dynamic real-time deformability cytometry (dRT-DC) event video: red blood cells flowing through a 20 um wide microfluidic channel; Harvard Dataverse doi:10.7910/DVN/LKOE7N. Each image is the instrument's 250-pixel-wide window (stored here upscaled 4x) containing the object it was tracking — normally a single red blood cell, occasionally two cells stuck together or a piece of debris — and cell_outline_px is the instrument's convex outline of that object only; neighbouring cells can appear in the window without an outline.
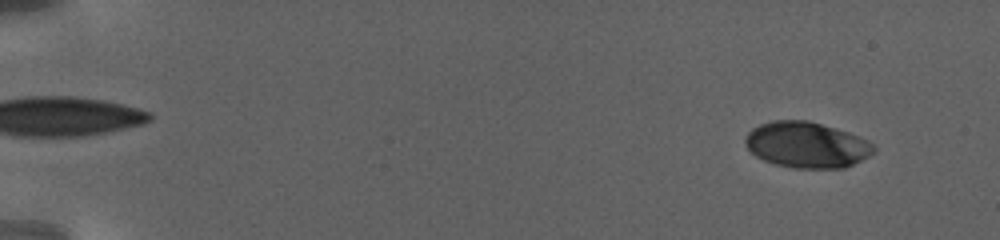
{"species": "human", "species_latin": "Homo sapiens", "temperature_condition": "warm", "stored_images_in_passage": 77, "camera_frame_rate_fps": 3000, "um_per_image_px": 0.085, "donor": {"sex": "female"}, "frame": {"image": 1, "passage_image": 20, "time_ms": 2.333, "image_size_px": [1000, 240], "cell_outline_px": [[876, 148], [868, 156], [844, 168], [792, 168], [776, 164], [764, 160], [756, 156], [744, 144], [744, 136], [752, 128], [760, 124], [772, 120], [808, 120], [848, 132], [872, 144]], "centroid_in_image_um": [68.5, 12.31], "position_along_channel_um": 16.5, "area_um2": 34.1}}
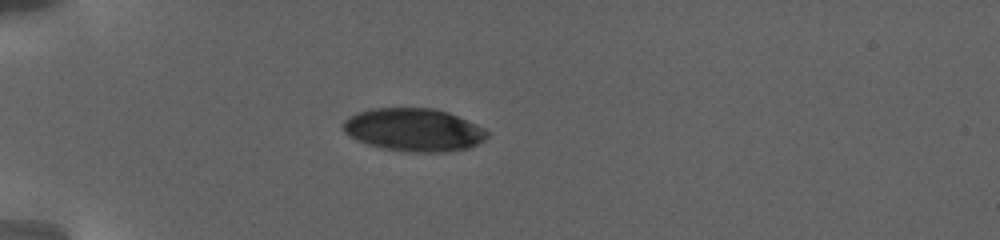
{"frame": {"image": 2, "passage_image": 68, "time_ms": 8.0, "image_size_px": [1000, 240], "cell_outline_px": [[488, 136], [484, 140], [468, 148], [448, 152], [408, 152], [384, 148], [368, 144], [344, 132], [344, 120], [360, 112], [372, 108], [432, 108], [448, 112], [476, 124], [484, 128], [488, 132]], "centroid_in_image_um": [35.22, 11.04], "position_along_channel_um": 49.8, "area_um2": 35.66}}